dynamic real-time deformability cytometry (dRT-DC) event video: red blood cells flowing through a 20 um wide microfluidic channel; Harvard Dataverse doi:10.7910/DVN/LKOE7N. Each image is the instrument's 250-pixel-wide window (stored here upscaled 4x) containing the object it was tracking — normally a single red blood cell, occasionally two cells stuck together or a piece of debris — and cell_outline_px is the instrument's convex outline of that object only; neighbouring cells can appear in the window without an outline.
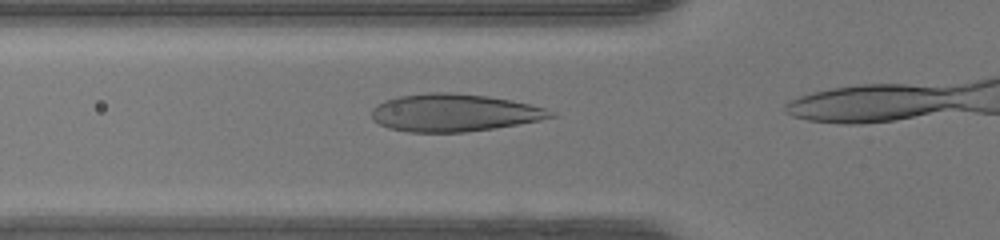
{"species": "human", "species_latin": "Homo sapiens", "temperature_condition": "warm", "stored_images_in_passage": 7, "camera_frame_rate_fps": 3000, "um_per_image_px": 0.085, "donor": {"sex": "female"}, "frame": {"image": 1, "passage_image": 3, "time_ms": 0.667, "image_size_px": [1000, 240], "cell_outline_px": [[556, 116], [540, 120], [496, 128], [464, 132], [408, 132], [388, 128], [372, 120], [372, 108], [376, 104], [384, 100], [400, 96], [428, 92], [448, 92], [488, 96], [512, 100], [544, 108], [552, 112]], "centroid_in_image_um": [38.55, 9.58], "position_along_channel_um": 87.2, "area_um2": 39.19}}
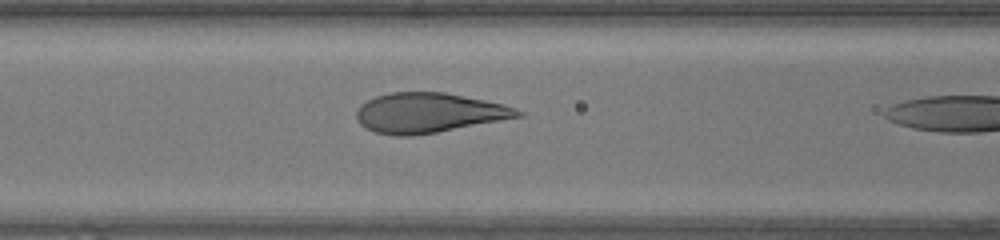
{"frame": {"image": 2, "passage_image": 6, "time_ms": 1.667, "image_size_px": [1000, 240], "cell_outline_px": [[524, 116], [436, 132], [412, 136], [396, 136], [376, 132], [364, 128], [356, 120], [356, 112], [360, 104], [376, 96], [388, 92], [444, 92], [504, 104], [516, 108], [524, 112]], "centroid_in_image_um": [36.42, 9.59], "position_along_channel_um": 130.2, "area_um2": 37.51}}